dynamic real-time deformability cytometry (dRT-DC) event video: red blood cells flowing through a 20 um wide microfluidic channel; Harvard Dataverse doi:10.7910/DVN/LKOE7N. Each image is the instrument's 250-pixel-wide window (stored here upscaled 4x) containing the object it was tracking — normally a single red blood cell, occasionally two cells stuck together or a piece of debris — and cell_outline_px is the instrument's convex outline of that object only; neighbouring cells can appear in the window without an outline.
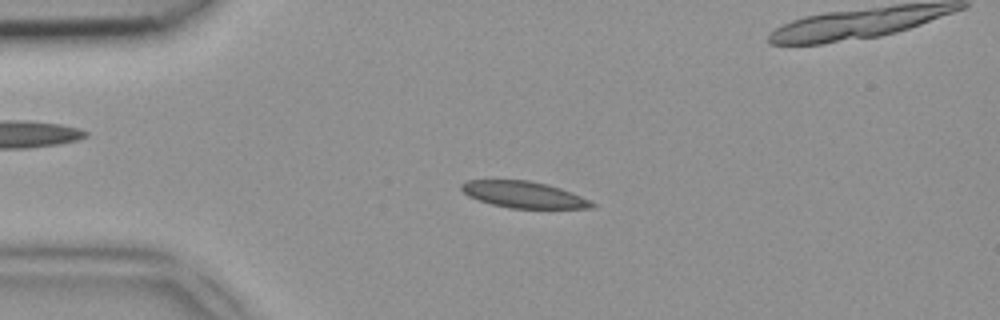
{"species": "common noctule bat (a hibernating species)", "species_latin": "Nyctalus noctula", "temperature_condition": "room temperature", "stored_images_in_passage": 39, "camera_frame_rate_fps": 3000, "um_per_image_px": 0.085, "animal": {"sex": "female", "body_mass_g": 18.4}, "frame": {"image": 1, "passage_image": 2, "time_ms": 0.333, "image_size_px": [1000, 320], "cell_outline_px": [[596, 208], [508, 208], [492, 204], [468, 196], [460, 188], [460, 184], [468, 180], [528, 180], [548, 184], [572, 192], [596, 204]], "centroid_in_image_um": [44.51, 16.54], "position_along_channel_um": 40.5, "area_um2": 20.06}}
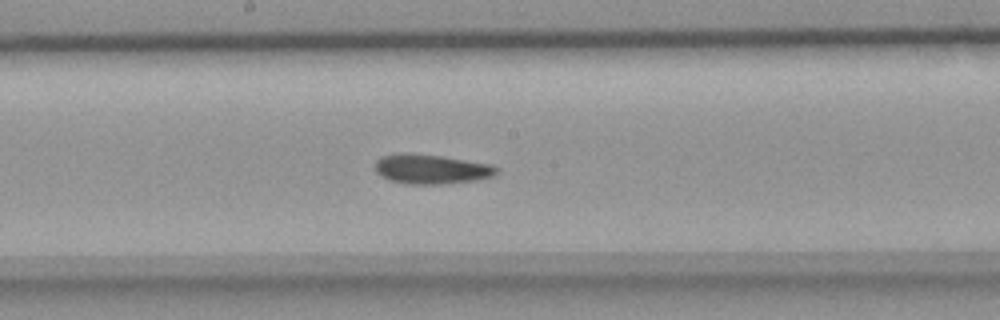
{"frame": {"image": 2, "passage_image": 16, "time_ms": 5.0, "image_size_px": [1000, 320], "cell_outline_px": [[496, 172], [492, 176], [480, 180], [444, 184], [404, 184], [388, 180], [380, 176], [376, 172], [376, 160], [380, 156], [400, 152], [408, 152], [440, 156], [492, 164], [496, 168]], "centroid_in_image_um": [36.6, 14.37], "position_along_channel_um": 211.6, "area_um2": 21.21}}
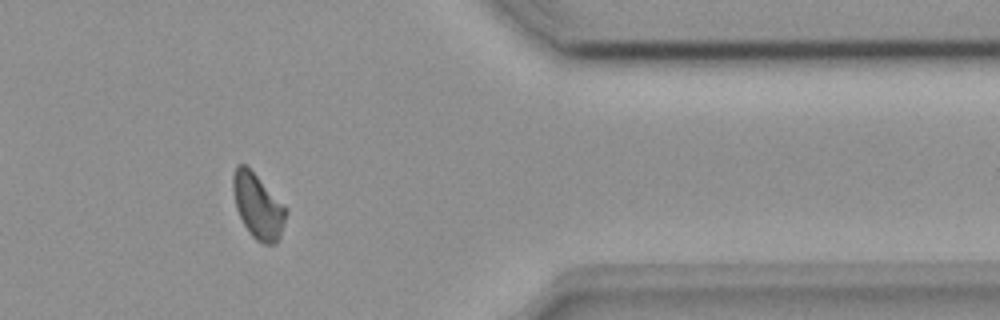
{"frame": {"image": 3, "passage_image": 30, "time_ms": 9.667, "image_size_px": [1000, 320], "cell_outline_px": [[288, 212], [280, 236], [276, 244], [264, 244], [256, 240], [248, 232], [236, 208], [232, 188], [232, 176], [236, 164], [244, 164], [288, 208]], "centroid_in_image_um": [21.93, 17.54], "position_along_channel_um": 389.5, "area_um2": 19.94}}